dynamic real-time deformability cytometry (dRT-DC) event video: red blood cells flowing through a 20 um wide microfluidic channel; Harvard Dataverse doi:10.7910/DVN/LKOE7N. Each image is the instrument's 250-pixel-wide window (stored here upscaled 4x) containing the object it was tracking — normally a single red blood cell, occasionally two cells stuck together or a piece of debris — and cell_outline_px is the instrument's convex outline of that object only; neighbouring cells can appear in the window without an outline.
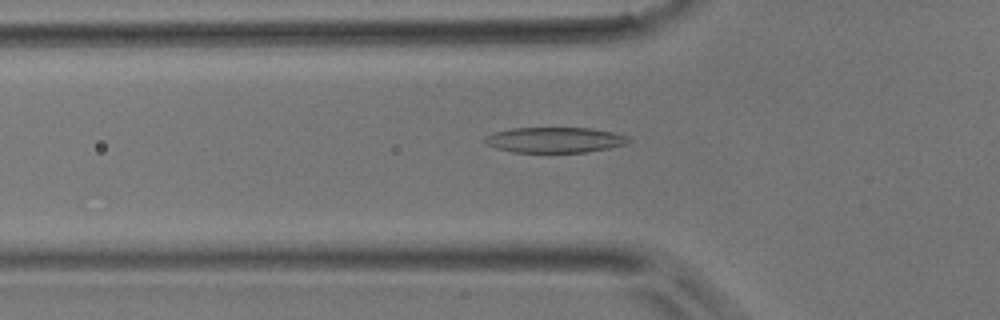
{"species": "common noctule bat (a hibernating species)", "species_latin": "Nyctalus noctula", "temperature_condition": "room temperature", "stored_images_in_passage": 47, "camera_frame_rate_fps": 3000, "um_per_image_px": 0.085, "animal": {"sex": "male", "body_mass_g": 17.9}, "frame": {"image": 1, "passage_image": 15, "time_ms": 4.667, "image_size_px": [1000, 320], "cell_outline_px": [[632, 140], [624, 144], [608, 148], [584, 152], [512, 152], [496, 148], [488, 144], [484, 140], [484, 136], [492, 132], [512, 128], [592, 128], [612, 132], [628, 136]], "centroid_in_image_um": [47.13, 11.88], "position_along_channel_um": 78.7, "area_um2": 21.27}}
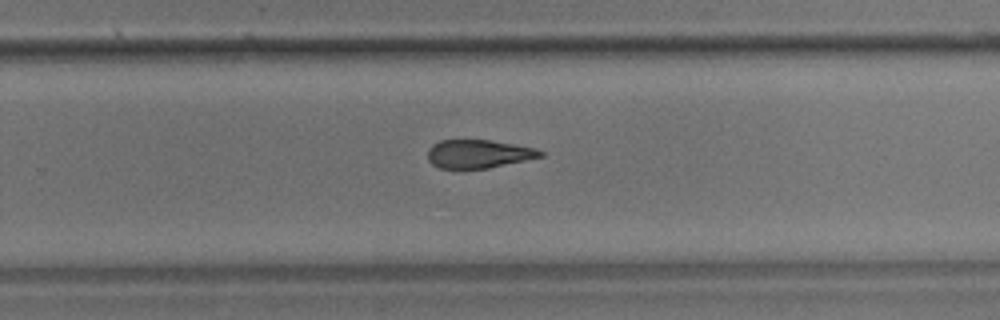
{"frame": {"image": 2, "passage_image": 30, "time_ms": 9.667, "image_size_px": [1000, 320], "cell_outline_px": [[544, 156], [488, 168], [440, 168], [432, 164], [428, 160], [428, 148], [432, 144], [440, 140], [488, 140], [536, 148], [544, 152]], "centroid_in_image_um": [40.65, 13.07], "position_along_channel_um": 289.1, "area_um2": 18.5}}
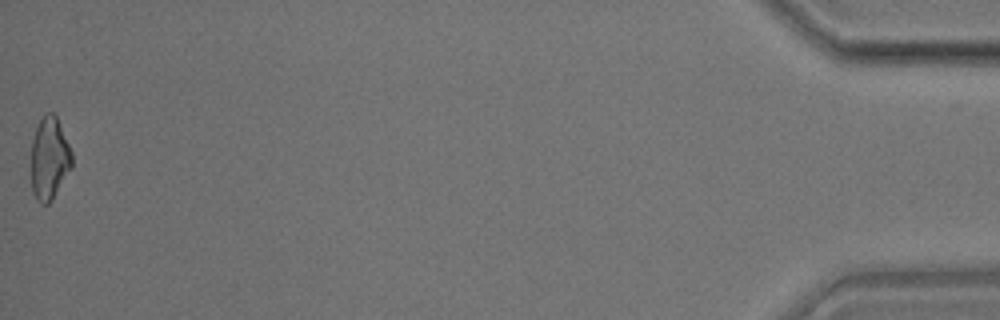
{"frame": {"image": 3, "passage_image": 47, "time_ms": 15.333, "image_size_px": [1000, 320], "cell_outline_px": [[72, 168], [52, 200], [48, 204], [40, 204], [36, 200], [32, 192], [32, 140], [36, 128], [40, 120], [48, 112], [52, 112], [56, 116], [72, 152]], "centroid_in_image_um": [4.21, 13.51], "position_along_channel_um": 431.0, "area_um2": 19.54}}